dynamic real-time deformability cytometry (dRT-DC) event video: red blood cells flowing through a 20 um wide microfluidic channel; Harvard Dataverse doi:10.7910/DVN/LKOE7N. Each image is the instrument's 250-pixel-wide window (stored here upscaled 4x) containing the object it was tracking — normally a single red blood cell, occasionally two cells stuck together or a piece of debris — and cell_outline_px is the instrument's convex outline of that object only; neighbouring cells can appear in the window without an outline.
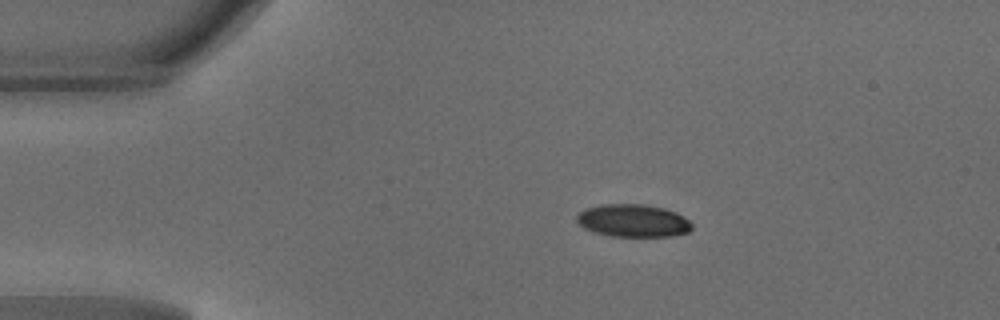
{"species": "common noctule bat (a hibernating species)", "species_latin": "Nyctalus noctula", "temperature_condition": "warm", "stored_images_in_passage": 40, "camera_frame_rate_fps": 3000, "um_per_image_px": 0.085, "animal": {"sex": "male", "body_mass_g": 18.8}, "frame": {"image": 1, "passage_image": 1, "time_ms": 0.0, "image_size_px": [1000, 320], "cell_outline_px": [[692, 228], [688, 232], [672, 236], [612, 236], [592, 232], [584, 228], [576, 220], [576, 216], [584, 208], [600, 204], [644, 204], [664, 208], [676, 212], [684, 216], [692, 224]], "centroid_in_image_um": [53.8, 18.75], "position_along_channel_um": 31.2, "area_um2": 22.08}}
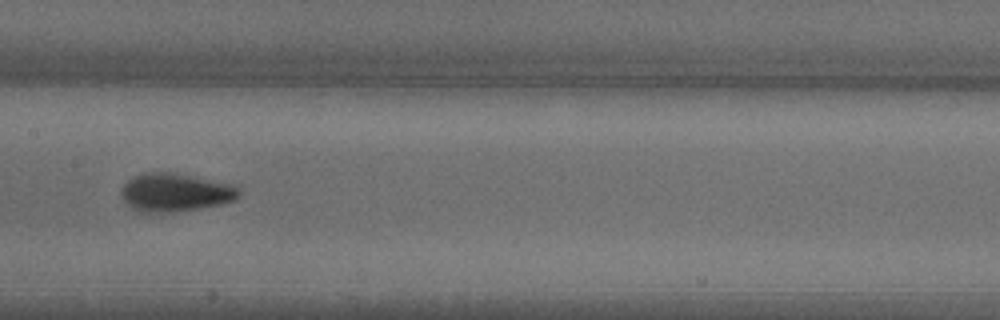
{"frame": {"image": 2, "passage_image": 16, "time_ms": 5.0, "image_size_px": [1000, 320], "cell_outline_px": [[240, 196], [236, 200], [224, 204], [196, 208], [164, 212], [140, 212], [132, 208], [124, 200], [120, 192], [124, 184], [128, 180], [144, 172], [172, 172], [196, 176], [236, 184], [240, 188]], "centroid_in_image_um": [14.96, 16.33], "position_along_channel_um": 192.4, "area_um2": 26.41}}
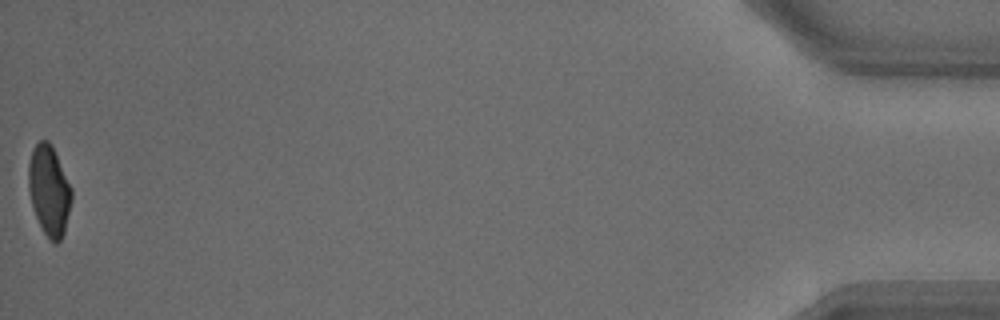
{"frame": {"image": 3, "passage_image": 40, "time_ms": 13.0, "image_size_px": [1000, 320], "cell_outline_px": [[72, 200], [64, 232], [60, 240], [56, 244], [52, 244], [44, 232], [36, 216], [32, 204], [28, 188], [28, 164], [32, 148], [40, 140], [48, 140], [52, 144], [72, 188]], "centroid_in_image_um": [4.18, 16.17], "position_along_channel_um": 431.0, "area_um2": 22.77}, "authors_computed_cell_mechanics": {"area_um2": 23.9292, "velocity_mm_per_s": 4.198, "shape_relaxation_time_tau1_ms": 2.9426, "shape_relaxation_time_tau2_ms": 1.0537, "deformation_change_tau1": 0.1337, "deformation_change_tau2": 0.0577}}